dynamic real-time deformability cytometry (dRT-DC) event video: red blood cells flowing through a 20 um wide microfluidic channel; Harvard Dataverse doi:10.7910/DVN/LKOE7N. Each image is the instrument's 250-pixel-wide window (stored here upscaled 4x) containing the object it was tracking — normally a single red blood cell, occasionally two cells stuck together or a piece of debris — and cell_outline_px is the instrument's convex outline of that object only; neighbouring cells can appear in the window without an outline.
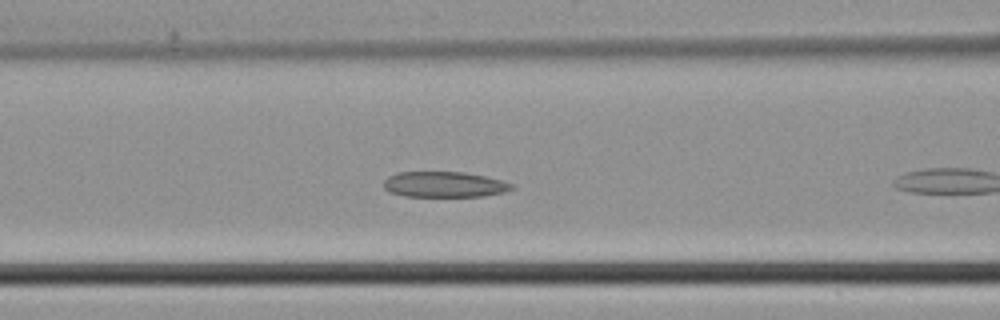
{"species": "common noctule bat (a hibernating species)", "species_latin": "Nyctalus noctula", "temperature_condition": "cold", "stored_images_in_passage": 10, "camera_frame_rate_fps": 3000, "um_per_image_px": 0.085, "animal": {"sex": "male", "body_mass_g": 21.5, "forearm_length_mm": 52.0}, "frame": {"image": 1, "passage_image": 7, "time_ms": 2.0, "image_size_px": [1000, 320], "cell_outline_px": [[516, 188], [504, 192], [484, 196], [404, 196], [388, 192], [384, 188], [384, 180], [388, 176], [396, 172], [464, 172], [504, 180], [512, 184]], "centroid_in_image_um": [37.77, 15.67], "position_along_channel_um": 128.8, "area_um2": 19.25}}
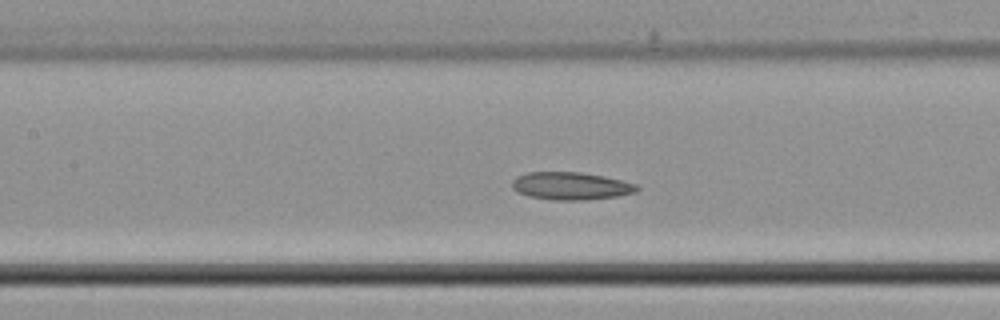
{"frame": {"image": 2, "passage_image": 9, "time_ms": 2.667, "image_size_px": [1000, 320], "cell_outline_px": [[640, 188], [636, 192], [616, 196], [584, 200], [552, 200], [528, 196], [516, 192], [512, 188], [512, 180], [516, 176], [528, 172], [580, 172], [604, 176], [636, 184]], "centroid_in_image_um": [48.48, 15.8], "position_along_channel_um": 158.9, "area_um2": 20.17}}